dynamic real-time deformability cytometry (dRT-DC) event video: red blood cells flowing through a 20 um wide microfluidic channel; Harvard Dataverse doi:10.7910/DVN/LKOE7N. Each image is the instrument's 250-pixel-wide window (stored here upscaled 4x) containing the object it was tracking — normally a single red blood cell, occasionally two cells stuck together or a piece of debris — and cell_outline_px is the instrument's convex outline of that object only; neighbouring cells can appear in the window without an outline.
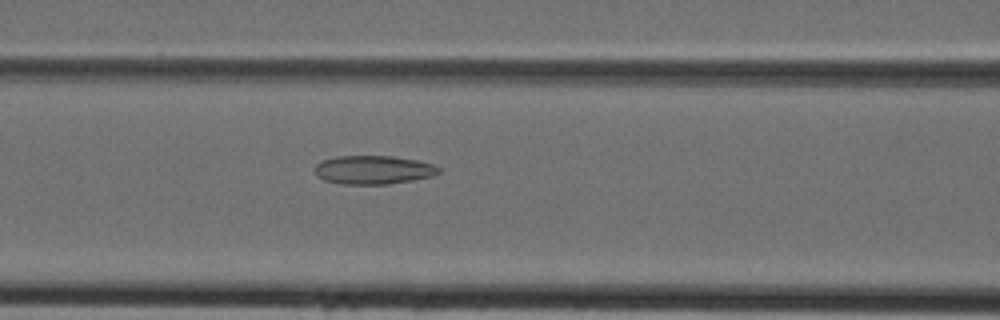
{"species": "Egyptian fruit bat (a non-hibernating species)", "species_latin": "Rousettus aegyptiacus", "temperature_condition": "cold", "stored_images_in_passage": 33, "camera_frame_rate_fps": 3000, "um_per_image_px": 0.085, "animal": {"sex": "female"}, "frame": {"image": 1, "passage_image": 10, "time_ms": 3.0, "image_size_px": [1000, 320], "cell_outline_px": [[440, 172], [432, 176], [412, 180], [388, 184], [340, 184], [324, 180], [316, 176], [312, 168], [320, 160], [336, 156], [392, 156], [416, 160], [432, 164], [440, 168]], "centroid_in_image_um": [31.66, 14.43], "position_along_channel_um": 134.9, "area_um2": 20.87}}
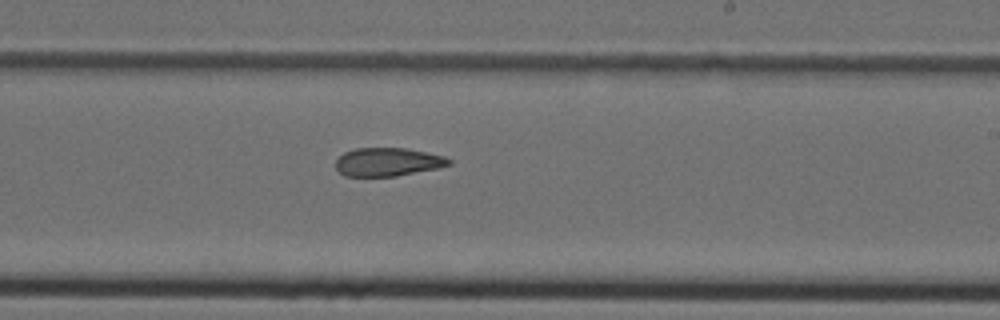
{"frame": {"image": 2, "passage_image": 18, "time_ms": 5.667, "image_size_px": [1000, 320], "cell_outline_px": [[452, 164], [440, 168], [396, 176], [344, 176], [336, 168], [336, 160], [344, 152], [356, 148], [404, 148], [444, 156], [452, 160]], "centroid_in_image_um": [32.98, 13.77], "position_along_channel_um": 256.0, "area_um2": 18.73}}
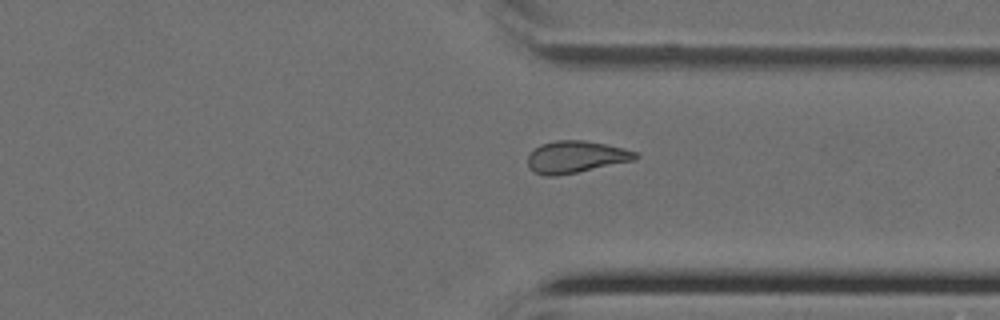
{"frame": {"image": 3, "passage_image": 25, "time_ms": 8.0, "image_size_px": [1000, 320], "cell_outline_px": [[640, 156], [636, 160], [556, 176], [544, 176], [532, 172], [528, 164], [528, 156], [540, 144], [556, 140], [584, 140], [624, 148], [636, 152]], "centroid_in_image_um": [48.94, 13.34], "position_along_channel_um": 362.5, "area_um2": 20.06}}